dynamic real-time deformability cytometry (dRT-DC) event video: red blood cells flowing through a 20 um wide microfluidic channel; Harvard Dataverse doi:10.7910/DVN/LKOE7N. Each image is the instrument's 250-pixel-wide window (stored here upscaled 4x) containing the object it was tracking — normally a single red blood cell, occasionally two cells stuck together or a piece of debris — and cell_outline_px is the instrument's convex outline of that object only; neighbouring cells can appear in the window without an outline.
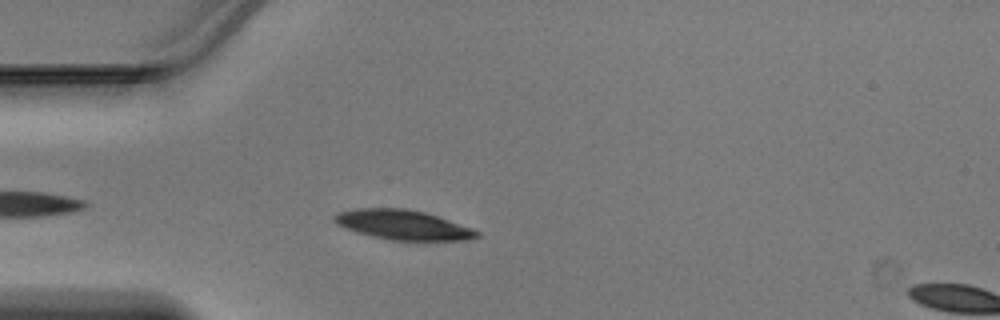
{"species": "Egyptian fruit bat (a non-hibernating species)", "species_latin": "Rousettus aegyptiacus", "temperature_condition": "warm", "stored_images_in_passage": 34, "camera_frame_rate_fps": 3000, "um_per_image_px": 0.085, "animal": {"sex": "male"}, "frame": {"image": 1, "passage_image": 5, "time_ms": 1.333, "image_size_px": [1000, 320], "cell_outline_px": [[480, 236], [464, 240], [392, 240], [372, 236], [356, 232], [336, 224], [332, 220], [332, 216], [336, 212], [356, 208], [404, 208], [424, 212], [472, 228], [480, 232]], "centroid_in_image_um": [34.19, 19.1], "position_along_channel_um": 50.8, "area_um2": 24.57}}
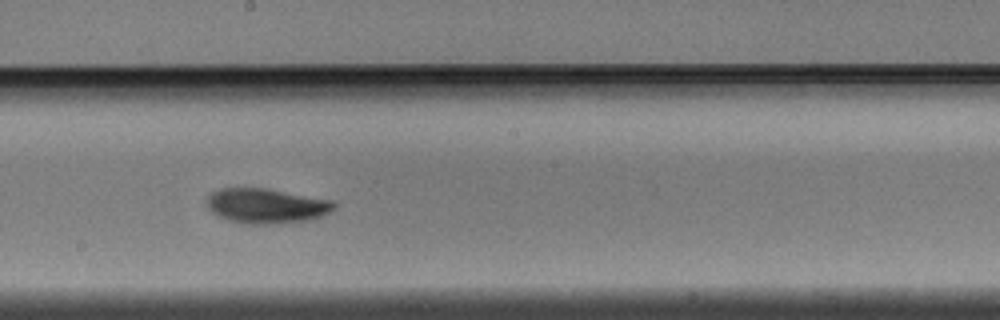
{"frame": {"image": 2, "passage_image": 18, "time_ms": 5.667, "image_size_px": [1000, 320], "cell_outline_px": [[336, 208], [320, 216], [308, 220], [280, 224], [248, 224], [228, 220], [212, 212], [204, 204], [204, 200], [212, 192], [220, 188], [268, 188], [332, 200], [336, 204]], "centroid_in_image_um": [22.61, 17.49], "position_along_channel_um": 225.6, "area_um2": 26.13}}
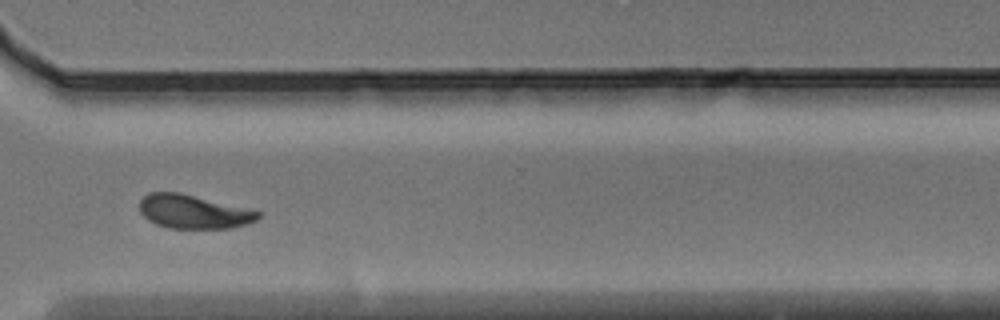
{"frame": {"image": 3, "passage_image": 27, "time_ms": 8.667, "image_size_px": [1000, 320], "cell_outline_px": [[260, 216], [256, 220], [248, 224], [232, 228], [168, 228], [156, 224], [148, 220], [140, 212], [140, 200], [148, 192], [180, 192], [260, 212]], "centroid_in_image_um": [16.41, 18.0], "position_along_channel_um": 354.2, "area_um2": 23.12}}